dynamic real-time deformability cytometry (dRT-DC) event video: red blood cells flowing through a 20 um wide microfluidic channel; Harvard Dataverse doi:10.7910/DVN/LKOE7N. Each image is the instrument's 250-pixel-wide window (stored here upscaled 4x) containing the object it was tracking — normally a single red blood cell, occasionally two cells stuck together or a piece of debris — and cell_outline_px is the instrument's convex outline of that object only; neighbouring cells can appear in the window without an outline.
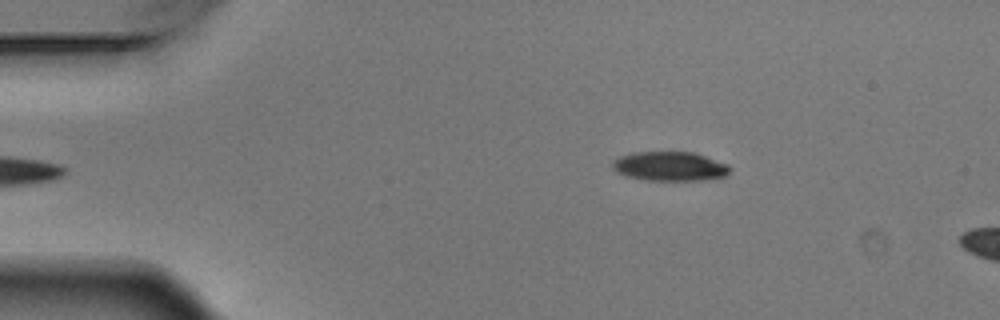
{"species": "Egyptian fruit bat (a non-hibernating species)", "species_latin": "Rousettus aegyptiacus", "temperature_condition": "warm", "stored_images_in_passage": 5, "camera_frame_rate_fps": 3000, "um_per_image_px": 0.085, "animal": {"sex": "male"}, "frame": {"image": 1, "passage_image": 5, "time_ms": 1.333, "image_size_px": [1000, 320], "cell_outline_px": [[732, 168], [724, 176], [700, 180], [648, 180], [628, 176], [616, 172], [612, 168], [612, 164], [620, 156], [632, 152], [696, 152], [728, 164]], "centroid_in_image_um": [56.95, 14.12], "position_along_channel_um": 28.0, "area_um2": 19.94}}